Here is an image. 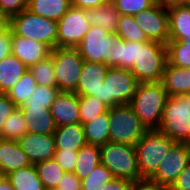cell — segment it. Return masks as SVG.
I'll list each match as a JSON object with an SVG mask.
<instances>
[{"label":"cell","mask_w":190,"mask_h":190,"mask_svg":"<svg viewBox=\"0 0 190 190\" xmlns=\"http://www.w3.org/2000/svg\"><path fill=\"white\" fill-rule=\"evenodd\" d=\"M100 156L101 164L105 165L114 177L132 182L142 179L134 146L108 141L100 146Z\"/></svg>","instance_id":"8992f818"},{"label":"cell","mask_w":190,"mask_h":190,"mask_svg":"<svg viewBox=\"0 0 190 190\" xmlns=\"http://www.w3.org/2000/svg\"><path fill=\"white\" fill-rule=\"evenodd\" d=\"M138 85L128 69L109 68L100 89V101L108 107L129 104Z\"/></svg>","instance_id":"ba28073f"},{"label":"cell","mask_w":190,"mask_h":190,"mask_svg":"<svg viewBox=\"0 0 190 190\" xmlns=\"http://www.w3.org/2000/svg\"><path fill=\"white\" fill-rule=\"evenodd\" d=\"M169 22V41L190 42V8L174 5L167 8Z\"/></svg>","instance_id":"d6986e66"},{"label":"cell","mask_w":190,"mask_h":190,"mask_svg":"<svg viewBox=\"0 0 190 190\" xmlns=\"http://www.w3.org/2000/svg\"><path fill=\"white\" fill-rule=\"evenodd\" d=\"M113 173L103 164H99L89 176L82 181V190H102L104 185L112 180Z\"/></svg>","instance_id":"74e56055"},{"label":"cell","mask_w":190,"mask_h":190,"mask_svg":"<svg viewBox=\"0 0 190 190\" xmlns=\"http://www.w3.org/2000/svg\"><path fill=\"white\" fill-rule=\"evenodd\" d=\"M70 6V0H28L27 9L41 17L58 22Z\"/></svg>","instance_id":"4316f807"},{"label":"cell","mask_w":190,"mask_h":190,"mask_svg":"<svg viewBox=\"0 0 190 190\" xmlns=\"http://www.w3.org/2000/svg\"><path fill=\"white\" fill-rule=\"evenodd\" d=\"M27 132L24 114L21 109L17 107V109L5 120L0 131V138L18 141Z\"/></svg>","instance_id":"f546056e"},{"label":"cell","mask_w":190,"mask_h":190,"mask_svg":"<svg viewBox=\"0 0 190 190\" xmlns=\"http://www.w3.org/2000/svg\"><path fill=\"white\" fill-rule=\"evenodd\" d=\"M190 102V90L184 95Z\"/></svg>","instance_id":"db71d44e"},{"label":"cell","mask_w":190,"mask_h":190,"mask_svg":"<svg viewBox=\"0 0 190 190\" xmlns=\"http://www.w3.org/2000/svg\"><path fill=\"white\" fill-rule=\"evenodd\" d=\"M133 182L126 179L113 178L107 182L102 190H132Z\"/></svg>","instance_id":"7dc6e473"},{"label":"cell","mask_w":190,"mask_h":190,"mask_svg":"<svg viewBox=\"0 0 190 190\" xmlns=\"http://www.w3.org/2000/svg\"><path fill=\"white\" fill-rule=\"evenodd\" d=\"M168 99L161 82L139 83L129 105L148 130L158 129Z\"/></svg>","instance_id":"6da1fadb"},{"label":"cell","mask_w":190,"mask_h":190,"mask_svg":"<svg viewBox=\"0 0 190 190\" xmlns=\"http://www.w3.org/2000/svg\"><path fill=\"white\" fill-rule=\"evenodd\" d=\"M183 5L190 8V0H186Z\"/></svg>","instance_id":"f5cc1de1"},{"label":"cell","mask_w":190,"mask_h":190,"mask_svg":"<svg viewBox=\"0 0 190 190\" xmlns=\"http://www.w3.org/2000/svg\"><path fill=\"white\" fill-rule=\"evenodd\" d=\"M109 67L103 63L84 61L79 81L73 91L78 96H94L100 99V89L103 85Z\"/></svg>","instance_id":"9a60e30c"},{"label":"cell","mask_w":190,"mask_h":190,"mask_svg":"<svg viewBox=\"0 0 190 190\" xmlns=\"http://www.w3.org/2000/svg\"><path fill=\"white\" fill-rule=\"evenodd\" d=\"M28 67L15 55L10 54L0 61V93H7L18 83Z\"/></svg>","instance_id":"cb8c5ba5"},{"label":"cell","mask_w":190,"mask_h":190,"mask_svg":"<svg viewBox=\"0 0 190 190\" xmlns=\"http://www.w3.org/2000/svg\"><path fill=\"white\" fill-rule=\"evenodd\" d=\"M57 88L73 92L79 81L84 59L77 48L56 47L51 50Z\"/></svg>","instance_id":"9c48e42d"},{"label":"cell","mask_w":190,"mask_h":190,"mask_svg":"<svg viewBox=\"0 0 190 190\" xmlns=\"http://www.w3.org/2000/svg\"><path fill=\"white\" fill-rule=\"evenodd\" d=\"M157 0H112L121 15L134 16L141 11L152 7Z\"/></svg>","instance_id":"f35d334b"},{"label":"cell","mask_w":190,"mask_h":190,"mask_svg":"<svg viewBox=\"0 0 190 190\" xmlns=\"http://www.w3.org/2000/svg\"><path fill=\"white\" fill-rule=\"evenodd\" d=\"M45 190H60L57 187L56 188H45Z\"/></svg>","instance_id":"11a10c76"},{"label":"cell","mask_w":190,"mask_h":190,"mask_svg":"<svg viewBox=\"0 0 190 190\" xmlns=\"http://www.w3.org/2000/svg\"><path fill=\"white\" fill-rule=\"evenodd\" d=\"M36 86L37 83L28 70L22 75L18 83L6 93V95L17 107H20L25 101L29 99Z\"/></svg>","instance_id":"4dcf8cb0"},{"label":"cell","mask_w":190,"mask_h":190,"mask_svg":"<svg viewBox=\"0 0 190 190\" xmlns=\"http://www.w3.org/2000/svg\"><path fill=\"white\" fill-rule=\"evenodd\" d=\"M119 39L117 32H108L99 26H90L88 33L76 48L84 61L103 63L112 57V44Z\"/></svg>","instance_id":"30bf717a"},{"label":"cell","mask_w":190,"mask_h":190,"mask_svg":"<svg viewBox=\"0 0 190 190\" xmlns=\"http://www.w3.org/2000/svg\"><path fill=\"white\" fill-rule=\"evenodd\" d=\"M136 24L150 41L167 44L169 41V22L167 8L157 2L133 16Z\"/></svg>","instance_id":"4fadbf2b"},{"label":"cell","mask_w":190,"mask_h":190,"mask_svg":"<svg viewBox=\"0 0 190 190\" xmlns=\"http://www.w3.org/2000/svg\"><path fill=\"white\" fill-rule=\"evenodd\" d=\"M35 167L45 188H56L65 173L53 158L36 163Z\"/></svg>","instance_id":"836d02e7"},{"label":"cell","mask_w":190,"mask_h":190,"mask_svg":"<svg viewBox=\"0 0 190 190\" xmlns=\"http://www.w3.org/2000/svg\"><path fill=\"white\" fill-rule=\"evenodd\" d=\"M12 31L8 29L0 36V61L12 54Z\"/></svg>","instance_id":"bcb514c9"},{"label":"cell","mask_w":190,"mask_h":190,"mask_svg":"<svg viewBox=\"0 0 190 190\" xmlns=\"http://www.w3.org/2000/svg\"><path fill=\"white\" fill-rule=\"evenodd\" d=\"M6 178L14 190H45L34 164L11 171Z\"/></svg>","instance_id":"484cf974"},{"label":"cell","mask_w":190,"mask_h":190,"mask_svg":"<svg viewBox=\"0 0 190 190\" xmlns=\"http://www.w3.org/2000/svg\"><path fill=\"white\" fill-rule=\"evenodd\" d=\"M188 164H190V144L175 142L158 169L149 178L168 189Z\"/></svg>","instance_id":"8fae6325"},{"label":"cell","mask_w":190,"mask_h":190,"mask_svg":"<svg viewBox=\"0 0 190 190\" xmlns=\"http://www.w3.org/2000/svg\"><path fill=\"white\" fill-rule=\"evenodd\" d=\"M90 26L86 9L71 5L58 21L57 47L76 48L88 33Z\"/></svg>","instance_id":"7c38bea8"},{"label":"cell","mask_w":190,"mask_h":190,"mask_svg":"<svg viewBox=\"0 0 190 190\" xmlns=\"http://www.w3.org/2000/svg\"><path fill=\"white\" fill-rule=\"evenodd\" d=\"M9 29L14 35L39 41L51 50L57 47L58 22L34 14L28 9L9 19Z\"/></svg>","instance_id":"7a4b0ae2"},{"label":"cell","mask_w":190,"mask_h":190,"mask_svg":"<svg viewBox=\"0 0 190 190\" xmlns=\"http://www.w3.org/2000/svg\"><path fill=\"white\" fill-rule=\"evenodd\" d=\"M57 188L60 190H82V181L74 173L65 172Z\"/></svg>","instance_id":"7bdbcfd3"},{"label":"cell","mask_w":190,"mask_h":190,"mask_svg":"<svg viewBox=\"0 0 190 190\" xmlns=\"http://www.w3.org/2000/svg\"><path fill=\"white\" fill-rule=\"evenodd\" d=\"M24 114L28 132L54 134L56 125L49 108L30 106L19 107Z\"/></svg>","instance_id":"ffe728a7"},{"label":"cell","mask_w":190,"mask_h":190,"mask_svg":"<svg viewBox=\"0 0 190 190\" xmlns=\"http://www.w3.org/2000/svg\"><path fill=\"white\" fill-rule=\"evenodd\" d=\"M17 106L10 100L6 93H0V131L7 117H9Z\"/></svg>","instance_id":"b9f144b4"},{"label":"cell","mask_w":190,"mask_h":190,"mask_svg":"<svg viewBox=\"0 0 190 190\" xmlns=\"http://www.w3.org/2000/svg\"><path fill=\"white\" fill-rule=\"evenodd\" d=\"M167 62L179 68H190V42L168 41Z\"/></svg>","instance_id":"d6a6232c"},{"label":"cell","mask_w":190,"mask_h":190,"mask_svg":"<svg viewBox=\"0 0 190 190\" xmlns=\"http://www.w3.org/2000/svg\"><path fill=\"white\" fill-rule=\"evenodd\" d=\"M166 63V44L157 41L139 42L136 61L129 71L139 83L160 82Z\"/></svg>","instance_id":"3957f363"},{"label":"cell","mask_w":190,"mask_h":190,"mask_svg":"<svg viewBox=\"0 0 190 190\" xmlns=\"http://www.w3.org/2000/svg\"><path fill=\"white\" fill-rule=\"evenodd\" d=\"M116 32L124 41H134L140 43L150 41L146 34L136 24L134 17L131 15L120 16Z\"/></svg>","instance_id":"e575fe53"},{"label":"cell","mask_w":190,"mask_h":190,"mask_svg":"<svg viewBox=\"0 0 190 190\" xmlns=\"http://www.w3.org/2000/svg\"><path fill=\"white\" fill-rule=\"evenodd\" d=\"M167 190H190V164L186 166Z\"/></svg>","instance_id":"ee69618b"},{"label":"cell","mask_w":190,"mask_h":190,"mask_svg":"<svg viewBox=\"0 0 190 190\" xmlns=\"http://www.w3.org/2000/svg\"><path fill=\"white\" fill-rule=\"evenodd\" d=\"M28 7V0H0V14L10 19Z\"/></svg>","instance_id":"60d3db41"},{"label":"cell","mask_w":190,"mask_h":190,"mask_svg":"<svg viewBox=\"0 0 190 190\" xmlns=\"http://www.w3.org/2000/svg\"><path fill=\"white\" fill-rule=\"evenodd\" d=\"M80 109V123L85 124L92 121L99 114L109 110L104 102L94 96H78Z\"/></svg>","instance_id":"d590c367"},{"label":"cell","mask_w":190,"mask_h":190,"mask_svg":"<svg viewBox=\"0 0 190 190\" xmlns=\"http://www.w3.org/2000/svg\"><path fill=\"white\" fill-rule=\"evenodd\" d=\"M110 2H112V0H70L72 6L81 9H92Z\"/></svg>","instance_id":"c3c4849f"},{"label":"cell","mask_w":190,"mask_h":190,"mask_svg":"<svg viewBox=\"0 0 190 190\" xmlns=\"http://www.w3.org/2000/svg\"><path fill=\"white\" fill-rule=\"evenodd\" d=\"M56 151H78L87 144L81 123L59 126L54 132Z\"/></svg>","instance_id":"7402d4cb"},{"label":"cell","mask_w":190,"mask_h":190,"mask_svg":"<svg viewBox=\"0 0 190 190\" xmlns=\"http://www.w3.org/2000/svg\"><path fill=\"white\" fill-rule=\"evenodd\" d=\"M37 85L57 88L52 56L49 55L28 68Z\"/></svg>","instance_id":"1f68e13d"},{"label":"cell","mask_w":190,"mask_h":190,"mask_svg":"<svg viewBox=\"0 0 190 190\" xmlns=\"http://www.w3.org/2000/svg\"><path fill=\"white\" fill-rule=\"evenodd\" d=\"M158 130L175 142L190 144V102L184 95L168 96Z\"/></svg>","instance_id":"277c9868"},{"label":"cell","mask_w":190,"mask_h":190,"mask_svg":"<svg viewBox=\"0 0 190 190\" xmlns=\"http://www.w3.org/2000/svg\"><path fill=\"white\" fill-rule=\"evenodd\" d=\"M56 127L80 123L78 95L59 91L50 107Z\"/></svg>","instance_id":"2e32d148"},{"label":"cell","mask_w":190,"mask_h":190,"mask_svg":"<svg viewBox=\"0 0 190 190\" xmlns=\"http://www.w3.org/2000/svg\"><path fill=\"white\" fill-rule=\"evenodd\" d=\"M162 5H164L166 8L174 5H183L186 0H157Z\"/></svg>","instance_id":"816d5d0a"},{"label":"cell","mask_w":190,"mask_h":190,"mask_svg":"<svg viewBox=\"0 0 190 190\" xmlns=\"http://www.w3.org/2000/svg\"><path fill=\"white\" fill-rule=\"evenodd\" d=\"M168 96L185 95L190 90V68L165 65L160 81Z\"/></svg>","instance_id":"44dd1931"},{"label":"cell","mask_w":190,"mask_h":190,"mask_svg":"<svg viewBox=\"0 0 190 190\" xmlns=\"http://www.w3.org/2000/svg\"><path fill=\"white\" fill-rule=\"evenodd\" d=\"M101 163L100 146L85 144L78 150L74 174L83 180Z\"/></svg>","instance_id":"f1b7e54d"},{"label":"cell","mask_w":190,"mask_h":190,"mask_svg":"<svg viewBox=\"0 0 190 190\" xmlns=\"http://www.w3.org/2000/svg\"><path fill=\"white\" fill-rule=\"evenodd\" d=\"M0 190H14L11 182L6 178V176L0 175Z\"/></svg>","instance_id":"681fc988"},{"label":"cell","mask_w":190,"mask_h":190,"mask_svg":"<svg viewBox=\"0 0 190 190\" xmlns=\"http://www.w3.org/2000/svg\"><path fill=\"white\" fill-rule=\"evenodd\" d=\"M30 165L32 164L18 141L0 139V175L6 176L11 171Z\"/></svg>","instance_id":"ac0fdd59"},{"label":"cell","mask_w":190,"mask_h":190,"mask_svg":"<svg viewBox=\"0 0 190 190\" xmlns=\"http://www.w3.org/2000/svg\"><path fill=\"white\" fill-rule=\"evenodd\" d=\"M12 54L20 59L28 68L50 55L51 49L39 41L23 36L11 35Z\"/></svg>","instance_id":"e0dca14e"},{"label":"cell","mask_w":190,"mask_h":190,"mask_svg":"<svg viewBox=\"0 0 190 190\" xmlns=\"http://www.w3.org/2000/svg\"><path fill=\"white\" fill-rule=\"evenodd\" d=\"M137 45L139 42H130L119 39L112 44V57L107 58L103 64L109 68L130 70L136 61Z\"/></svg>","instance_id":"603a6c76"},{"label":"cell","mask_w":190,"mask_h":190,"mask_svg":"<svg viewBox=\"0 0 190 190\" xmlns=\"http://www.w3.org/2000/svg\"><path fill=\"white\" fill-rule=\"evenodd\" d=\"M9 29V19L0 14V36Z\"/></svg>","instance_id":"f907efd6"},{"label":"cell","mask_w":190,"mask_h":190,"mask_svg":"<svg viewBox=\"0 0 190 190\" xmlns=\"http://www.w3.org/2000/svg\"><path fill=\"white\" fill-rule=\"evenodd\" d=\"M121 14L110 2L100 7L86 9V17L91 26H99L108 32H116Z\"/></svg>","instance_id":"d4e9b609"},{"label":"cell","mask_w":190,"mask_h":190,"mask_svg":"<svg viewBox=\"0 0 190 190\" xmlns=\"http://www.w3.org/2000/svg\"><path fill=\"white\" fill-rule=\"evenodd\" d=\"M82 125L87 144L101 146L109 141V110Z\"/></svg>","instance_id":"83f0119b"},{"label":"cell","mask_w":190,"mask_h":190,"mask_svg":"<svg viewBox=\"0 0 190 190\" xmlns=\"http://www.w3.org/2000/svg\"><path fill=\"white\" fill-rule=\"evenodd\" d=\"M20 148L31 164L52 159L56 152L54 134H35L27 132L18 140Z\"/></svg>","instance_id":"5bb4252c"},{"label":"cell","mask_w":190,"mask_h":190,"mask_svg":"<svg viewBox=\"0 0 190 190\" xmlns=\"http://www.w3.org/2000/svg\"><path fill=\"white\" fill-rule=\"evenodd\" d=\"M78 151H56L53 159L64 172L73 173L77 164Z\"/></svg>","instance_id":"ab89813d"},{"label":"cell","mask_w":190,"mask_h":190,"mask_svg":"<svg viewBox=\"0 0 190 190\" xmlns=\"http://www.w3.org/2000/svg\"><path fill=\"white\" fill-rule=\"evenodd\" d=\"M109 141L134 146L148 131L129 104L109 108Z\"/></svg>","instance_id":"52a82bcc"},{"label":"cell","mask_w":190,"mask_h":190,"mask_svg":"<svg viewBox=\"0 0 190 190\" xmlns=\"http://www.w3.org/2000/svg\"><path fill=\"white\" fill-rule=\"evenodd\" d=\"M132 190H167V188L150 178H142L133 182Z\"/></svg>","instance_id":"f6af8a7d"},{"label":"cell","mask_w":190,"mask_h":190,"mask_svg":"<svg viewBox=\"0 0 190 190\" xmlns=\"http://www.w3.org/2000/svg\"><path fill=\"white\" fill-rule=\"evenodd\" d=\"M58 93V88L37 85L29 99L20 107L37 106L50 109L51 104Z\"/></svg>","instance_id":"8d00e7d4"},{"label":"cell","mask_w":190,"mask_h":190,"mask_svg":"<svg viewBox=\"0 0 190 190\" xmlns=\"http://www.w3.org/2000/svg\"><path fill=\"white\" fill-rule=\"evenodd\" d=\"M175 143L158 129L148 130L134 145L142 178H149Z\"/></svg>","instance_id":"5b68a950"}]
</instances>
